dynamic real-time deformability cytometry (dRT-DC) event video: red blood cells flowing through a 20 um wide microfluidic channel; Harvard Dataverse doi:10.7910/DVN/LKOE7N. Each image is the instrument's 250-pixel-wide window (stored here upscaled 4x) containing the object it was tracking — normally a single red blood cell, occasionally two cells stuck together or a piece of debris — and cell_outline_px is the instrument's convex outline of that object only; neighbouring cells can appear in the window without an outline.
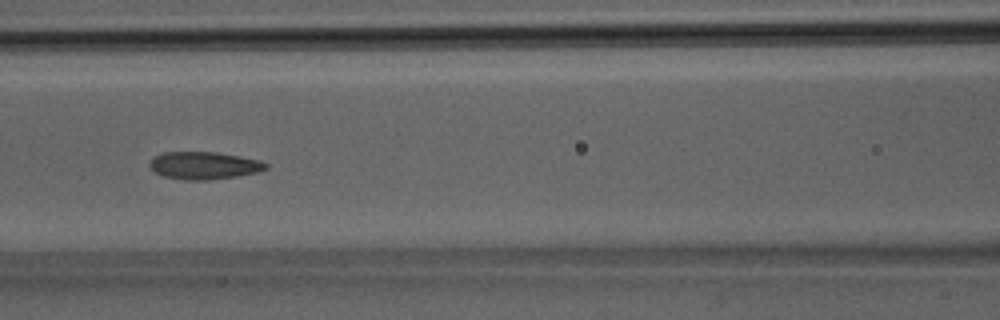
{"species": "Egyptian fruit bat (a non-hibernating species)", "species_latin": "Rousettus aegyptiacus", "temperature_condition": "room temperature", "stored_images_in_passage": 36, "camera_frame_rate_fps": 3000, "um_per_image_px": 0.085, "animal": {"sex": "male"}, "frame": {"image": 1, "passage_image": 15, "time_ms": 4.667, "image_size_px": [1000, 320], "cell_outline_px": [[268, 168], [260, 172], [236, 176], [208, 180], [184, 180], [164, 176], [148, 168], [148, 164], [152, 156], [160, 152], [216, 152], [260, 160], [268, 164]], "centroid_in_image_um": [17.3, 14.06], "position_along_channel_um": 149.3, "area_um2": 18.84}}
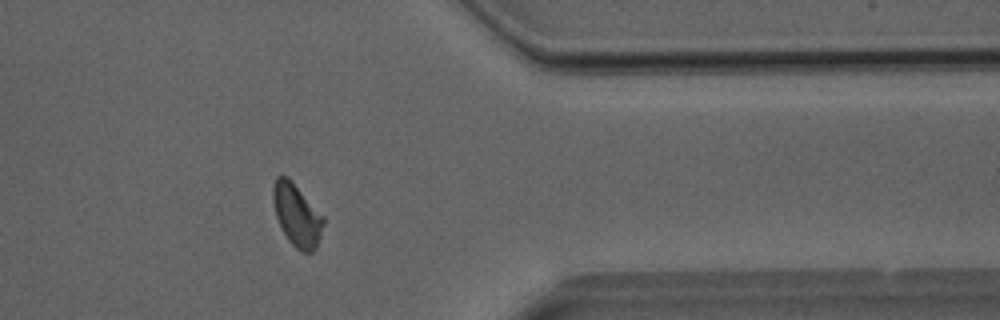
{"frame": {"image": 2, "passage_image": 29, "time_ms": 9.333, "image_size_px": [1000, 320], "cell_outline_px": [[324, 224], [316, 248], [312, 252], [300, 252], [288, 240], [280, 228], [276, 216], [272, 200], [272, 188], [276, 176], [288, 176], [324, 216]], "centroid_in_image_um": [25.22, 18.27], "position_along_channel_um": 386.2, "area_um2": 18.5}}
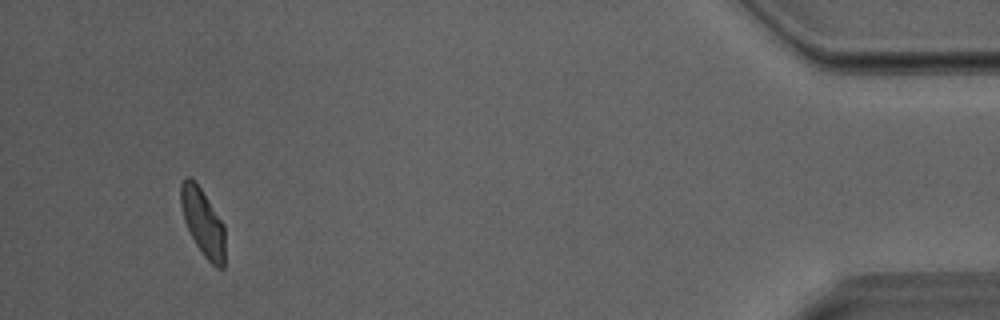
{"frame": {"image": 3, "passage_image": 34, "time_ms": 11.0, "image_size_px": [1000, 320], "cell_outline_px": [[224, 268], [216, 268], [204, 256], [196, 244], [184, 220], [180, 204], [180, 184], [184, 176], [188, 176], [200, 188], [224, 224]], "centroid_in_image_um": [17.23, 18.89], "position_along_channel_um": 418.0, "area_um2": 17.11}}